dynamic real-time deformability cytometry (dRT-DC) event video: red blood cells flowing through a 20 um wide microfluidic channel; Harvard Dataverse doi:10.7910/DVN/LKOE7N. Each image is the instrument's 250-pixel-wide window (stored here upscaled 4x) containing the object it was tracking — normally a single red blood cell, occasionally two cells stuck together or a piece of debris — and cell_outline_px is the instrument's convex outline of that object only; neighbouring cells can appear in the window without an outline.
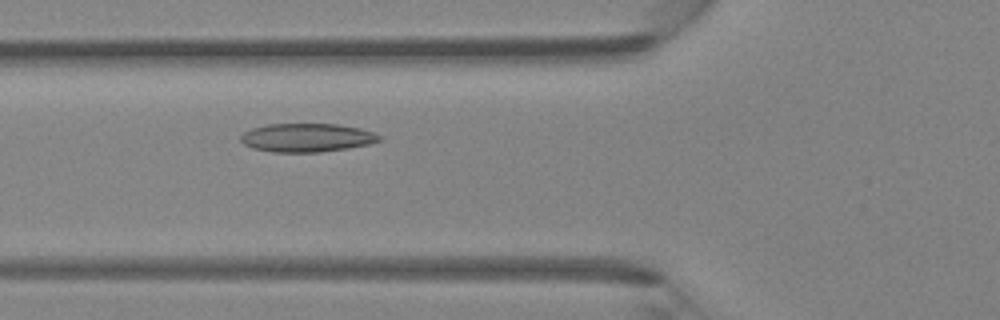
{"species": "Egyptian fruit bat (a non-hibernating species)", "species_latin": "Rousettus aegyptiacus", "temperature_condition": "room temperature", "stored_images_in_passage": 43, "camera_frame_rate_fps": 3000, "um_per_image_px": 0.085, "animal": {"sex": "female"}, "frame": {"image": 1, "passage_image": 14, "time_ms": 4.333, "image_size_px": [1000, 320], "cell_outline_px": [[384, 140], [368, 144], [348, 148], [320, 152], [272, 152], [252, 148], [244, 144], [240, 140], [240, 136], [244, 132], [252, 128], [268, 124], [336, 124], [360, 128], [384, 136]], "centroid_in_image_um": [26.11, 11.7], "position_along_channel_um": 99.7, "area_um2": 23.18}}
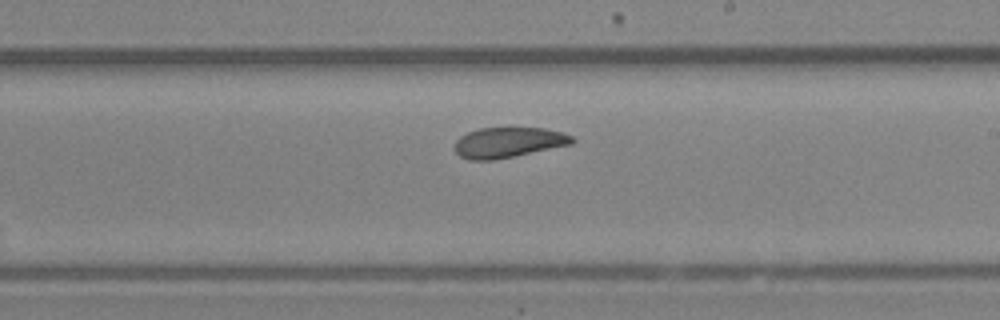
{"frame": {"image": 2, "passage_image": 24, "time_ms": 7.667, "image_size_px": [1000, 320], "cell_outline_px": [[576, 140], [572, 144], [492, 160], [468, 160], [460, 156], [456, 152], [456, 140], [460, 136], [468, 132], [480, 128], [544, 128], [564, 132], [572, 136]], "centroid_in_image_um": [43.22, 12.1], "position_along_channel_um": 245.8, "area_um2": 20.58}}
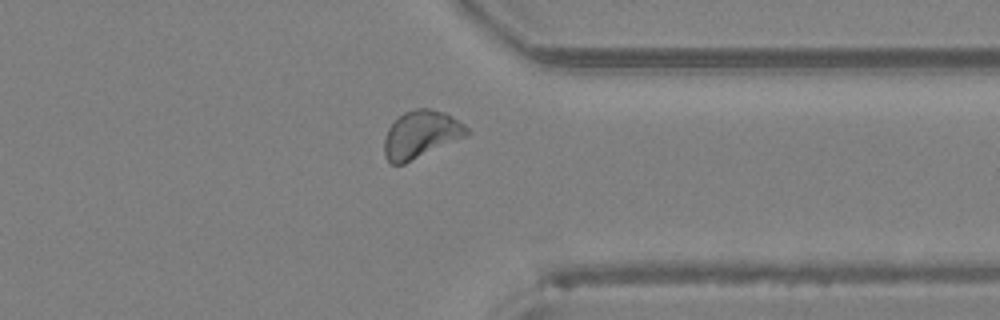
{"frame": {"image": 3, "passage_image": 33, "time_ms": 10.667, "image_size_px": [1000, 320], "cell_outline_px": [[468, 136], [404, 164], [392, 164], [384, 156], [384, 140], [388, 128], [404, 112], [416, 108], [428, 108], [444, 112], [464, 124], [468, 128]], "centroid_in_image_um": [35.78, 11.44], "position_along_channel_um": 375.6, "area_um2": 22.77}}